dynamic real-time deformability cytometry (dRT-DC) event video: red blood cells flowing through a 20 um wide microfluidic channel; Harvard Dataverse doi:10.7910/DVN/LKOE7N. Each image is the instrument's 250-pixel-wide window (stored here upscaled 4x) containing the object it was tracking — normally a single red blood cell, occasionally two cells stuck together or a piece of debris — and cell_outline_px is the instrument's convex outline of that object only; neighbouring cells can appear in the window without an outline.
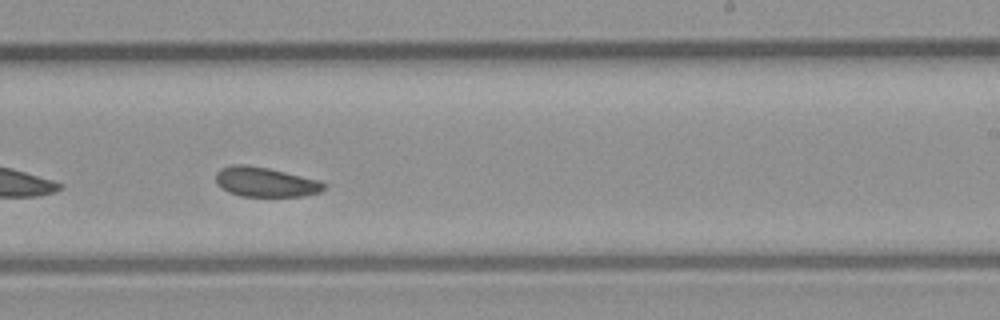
{"species": "common noctule bat (a hibernating species)", "species_latin": "Nyctalus noctula", "temperature_condition": "room temperature", "stored_images_in_passage": 29, "camera_frame_rate_fps": 3000, "um_per_image_px": 0.085, "animal": {"sex": "male", "body_mass_g": 23.1, "forearm_length_mm": 52.7}, "frame": {"image": 1, "passage_image": 13, "time_ms": 4.0, "image_size_px": [1000, 320], "cell_outline_px": [[328, 184], [320, 192], [304, 196], [240, 196], [228, 192], [216, 184], [216, 172], [220, 168], [232, 164], [244, 164], [268, 168], [320, 180]], "centroid_in_image_um": [22.55, 15.47], "position_along_channel_um": 266.5, "area_um2": 18.84}}